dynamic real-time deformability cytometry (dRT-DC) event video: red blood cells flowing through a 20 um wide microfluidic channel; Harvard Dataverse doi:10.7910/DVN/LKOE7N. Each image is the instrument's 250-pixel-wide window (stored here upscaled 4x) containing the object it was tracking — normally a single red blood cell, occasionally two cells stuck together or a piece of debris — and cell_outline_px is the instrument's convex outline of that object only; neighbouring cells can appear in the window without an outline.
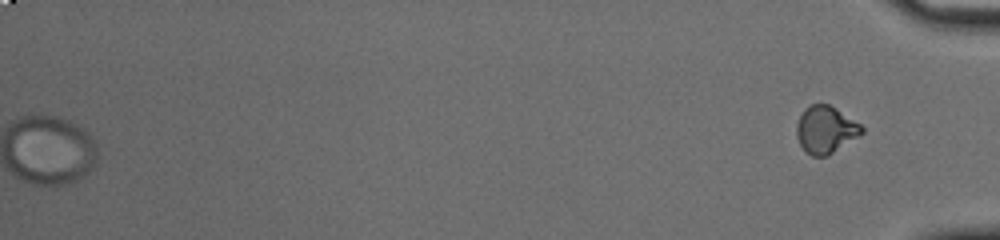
{"species": "common noctule bat (a hibernating species)", "species_latin": "Nyctalus noctula", "temperature_condition": "cold", "stored_images_in_passage": 57, "segment_of_instrument_passage": [2, 2], "camera_frame_rate_fps": 3000, "um_per_image_px": 0.085, "animal": {"sex": "male", "body_mass_g": 20.0, "forearm_length_mm": 53.3}, "frame": {"image": 1, "passage_image": 57, "time_ms": 18.667, "image_size_px": [1000, 240], "cell_outline_px": [[864, 132], [832, 152], [824, 156], [812, 156], [804, 152], [796, 136], [796, 124], [804, 108], [812, 104], [828, 104], [836, 108], [860, 124], [864, 128]], "centroid_in_image_um": [70.14, 11.01], "position_along_channel_um": 365.1, "area_um2": 17.74}}